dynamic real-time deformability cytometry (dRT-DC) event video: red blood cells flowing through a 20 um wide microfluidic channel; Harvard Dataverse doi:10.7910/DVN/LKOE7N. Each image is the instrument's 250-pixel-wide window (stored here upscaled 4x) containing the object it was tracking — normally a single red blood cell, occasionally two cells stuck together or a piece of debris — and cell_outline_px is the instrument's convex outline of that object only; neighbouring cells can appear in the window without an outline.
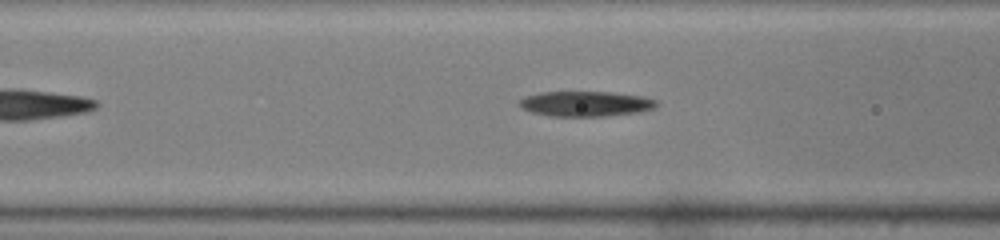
{"species": "common noctule bat (a hibernating species)", "species_latin": "Nyctalus noctula", "temperature_condition": "warm", "stored_images_in_passage": 13, "camera_frame_rate_fps": 3000, "um_per_image_px": 0.085, "animal": {"sex": "male", "body_mass_g": 19.0, "forearm_length_mm": 50.8}, "frame": {"image": 1, "passage_image": 8, "time_ms": 2.333, "image_size_px": [1000, 240], "cell_outline_px": [[656, 104], [652, 108], [636, 112], [604, 116], [548, 116], [532, 112], [520, 108], [520, 100], [528, 96], [540, 92], [612, 92], [640, 96], [656, 100]], "centroid_in_image_um": [49.73, 8.82], "position_along_channel_um": 116.9, "area_um2": 19.77}}
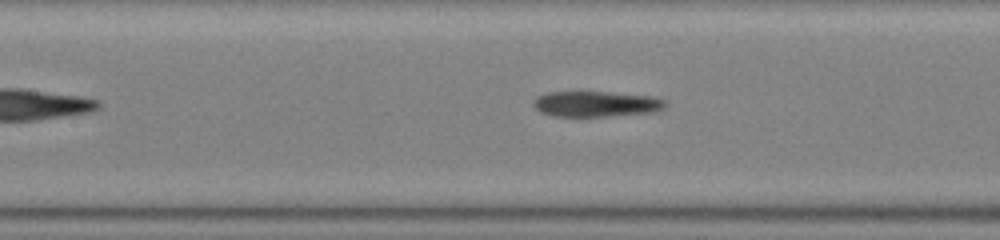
{"frame": {"image": 2, "passage_image": 11, "time_ms": 3.333, "image_size_px": [1000, 240], "cell_outline_px": [[668, 104], [664, 108], [652, 112], [604, 116], [552, 116], [540, 112], [532, 104], [536, 96], [548, 92], [608, 92], [652, 96], [664, 100]], "centroid_in_image_um": [50.64, 8.83], "position_along_channel_um": 156.8, "area_um2": 19.59}}